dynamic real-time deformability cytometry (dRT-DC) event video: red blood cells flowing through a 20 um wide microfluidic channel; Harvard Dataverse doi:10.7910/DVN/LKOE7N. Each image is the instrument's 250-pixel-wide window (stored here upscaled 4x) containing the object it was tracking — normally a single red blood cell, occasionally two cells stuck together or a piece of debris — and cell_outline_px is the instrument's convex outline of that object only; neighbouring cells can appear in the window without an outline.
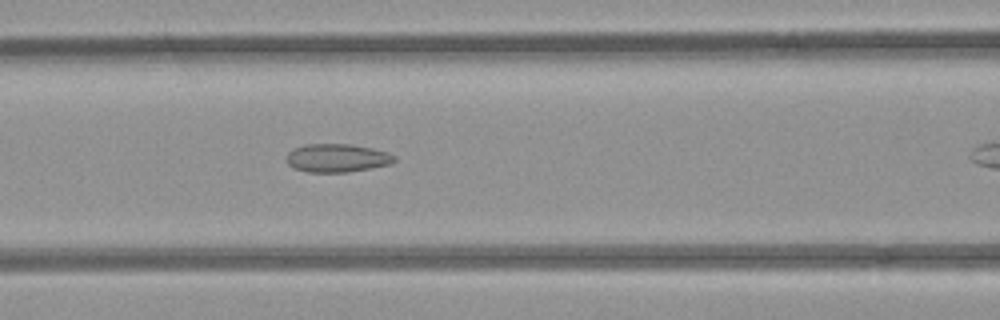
{"species": "common noctule bat (a hibernating species)", "species_latin": "Nyctalus noctula", "temperature_condition": "room temperature", "stored_images_in_passage": 28, "camera_frame_rate_fps": 3000, "um_per_image_px": 0.085, "animal": {"sex": "female", "body_mass_g": 21.9}, "frame": {"image": 1, "passage_image": 8, "time_ms": 2.333, "image_size_px": [1000, 320], "cell_outline_px": [[396, 160], [388, 164], [368, 168], [344, 172], [308, 172], [296, 168], [288, 164], [284, 160], [288, 152], [292, 148], [304, 144], [348, 144], [372, 148], [388, 152], [396, 156]], "centroid_in_image_um": [28.6, 13.41], "position_along_channel_um": 138.0, "area_um2": 17.74}}
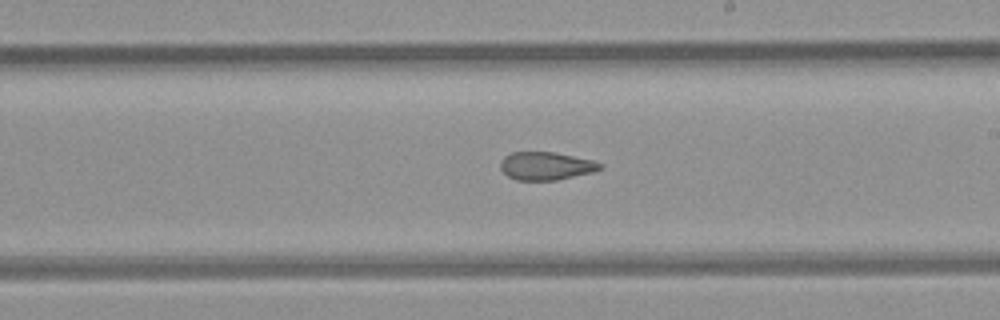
{"frame": {"image": 2, "passage_image": 16, "time_ms": 5.0, "image_size_px": [1000, 320], "cell_outline_px": [[604, 168], [592, 172], [556, 180], [516, 180], [508, 176], [500, 168], [500, 160], [504, 156], [512, 152], [552, 152], [592, 160], [604, 164]], "centroid_in_image_um": [46.4, 14.1], "position_along_channel_um": 242.6, "area_um2": 16.24}}
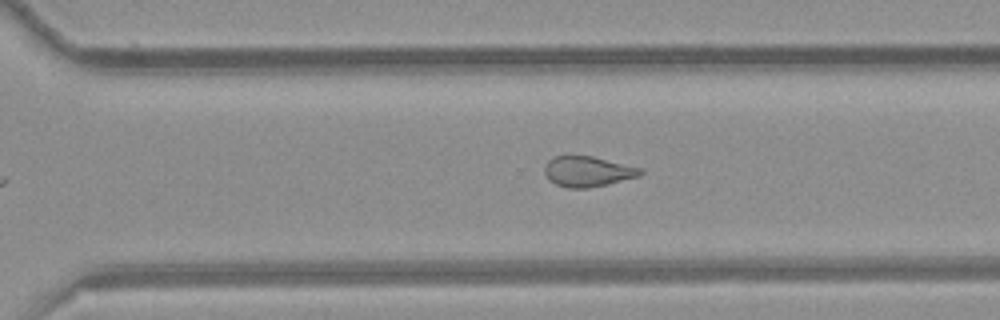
{"frame": {"image": 3, "passage_image": 22, "time_ms": 7.0, "image_size_px": [1000, 320], "cell_outline_px": [[644, 172], [640, 176], [608, 184], [588, 188], [568, 188], [556, 184], [548, 180], [544, 172], [544, 164], [552, 156], [568, 152], [592, 156], [640, 168]], "centroid_in_image_um": [49.87, 14.53], "position_along_channel_um": 320.7, "area_um2": 17.57}}